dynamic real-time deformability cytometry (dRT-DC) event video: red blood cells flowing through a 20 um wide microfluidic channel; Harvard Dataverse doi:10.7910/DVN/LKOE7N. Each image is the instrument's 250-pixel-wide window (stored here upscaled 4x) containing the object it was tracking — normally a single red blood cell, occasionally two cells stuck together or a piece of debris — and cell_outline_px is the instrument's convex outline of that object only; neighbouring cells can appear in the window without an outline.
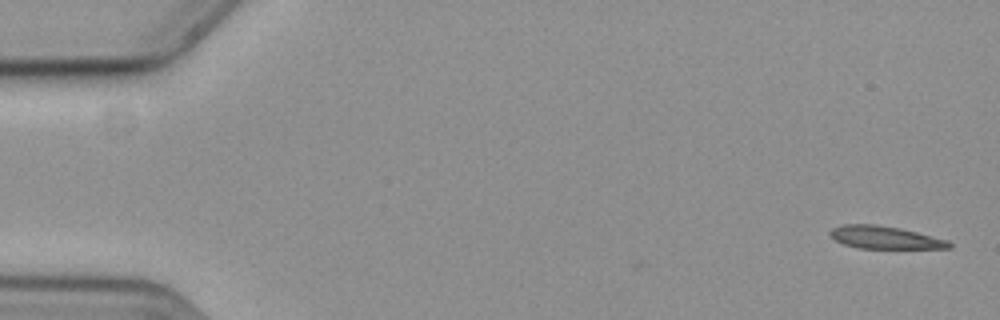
{"species": "common noctule bat (a hibernating species)", "species_latin": "Nyctalus noctula", "temperature_condition": "cold", "stored_images_in_passage": 2, "camera_frame_rate_fps": 3000, "um_per_image_px": 0.085, "animal": {"sex": "female", "body_mass_g": 19.3, "forearm_length_mm": 54.1}, "frame": {"image": 1, "passage_image": 2, "time_ms": 0.333, "image_size_px": [1000, 320], "cell_outline_px": [[952, 248], [856, 248], [844, 244], [836, 240], [828, 232], [832, 228], [844, 224], [876, 224], [900, 228], [948, 240], [952, 244]], "centroid_in_image_um": [75.21, 20.18], "position_along_channel_um": 9.8, "area_um2": 15.61}}